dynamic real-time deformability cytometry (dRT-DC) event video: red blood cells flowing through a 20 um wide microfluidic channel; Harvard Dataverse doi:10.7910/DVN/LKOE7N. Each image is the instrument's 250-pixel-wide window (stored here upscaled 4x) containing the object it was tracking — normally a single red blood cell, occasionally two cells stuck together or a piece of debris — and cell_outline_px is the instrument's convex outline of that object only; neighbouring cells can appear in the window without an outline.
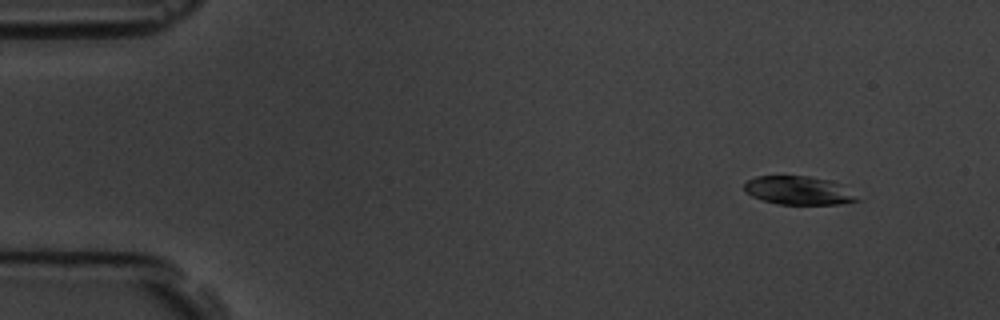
{"species": "common noctule bat (a hibernating species)", "species_latin": "Nyctalus noctula", "temperature_condition": "room temperature", "stored_images_in_passage": 5, "camera_frame_rate_fps": 3000, "um_per_image_px": 0.085, "animal": {"sex": "male", "body_mass_g": 19.5, "forearm_length_mm": 54.6}, "frame": {"image": 1, "passage_image": 1, "time_ms": 0.0, "image_size_px": [1000, 320], "cell_outline_px": [[860, 200], [840, 204], [776, 204], [752, 196], [744, 192], [744, 184], [748, 180], [756, 176], [808, 176], [828, 180], [840, 184]], "centroid_in_image_um": [67.82, 16.19], "position_along_channel_um": 17.2, "area_um2": 18.5}}
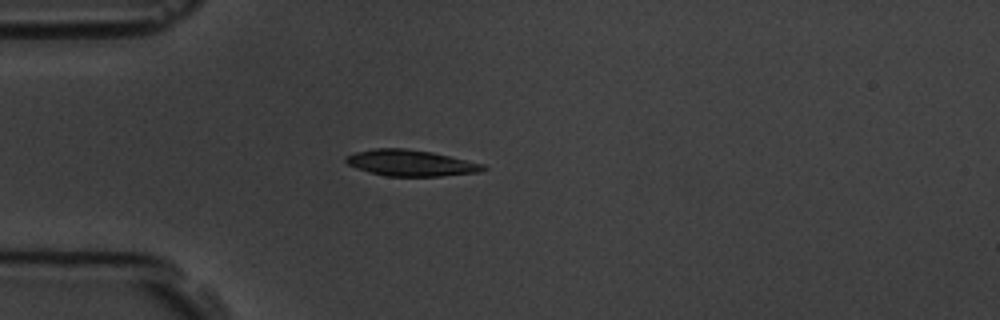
{"frame": {"image": 2, "passage_image": 4, "time_ms": 3.333, "image_size_px": [1000, 320], "cell_outline_px": [[488, 168], [480, 172], [440, 176], [388, 176], [368, 172], [356, 168], [348, 164], [344, 160], [344, 156], [356, 152], [376, 148], [404, 148], [432, 152], [484, 164]], "centroid_in_image_um": [34.9, 13.85], "position_along_channel_um": 50.1, "area_um2": 20.92}}